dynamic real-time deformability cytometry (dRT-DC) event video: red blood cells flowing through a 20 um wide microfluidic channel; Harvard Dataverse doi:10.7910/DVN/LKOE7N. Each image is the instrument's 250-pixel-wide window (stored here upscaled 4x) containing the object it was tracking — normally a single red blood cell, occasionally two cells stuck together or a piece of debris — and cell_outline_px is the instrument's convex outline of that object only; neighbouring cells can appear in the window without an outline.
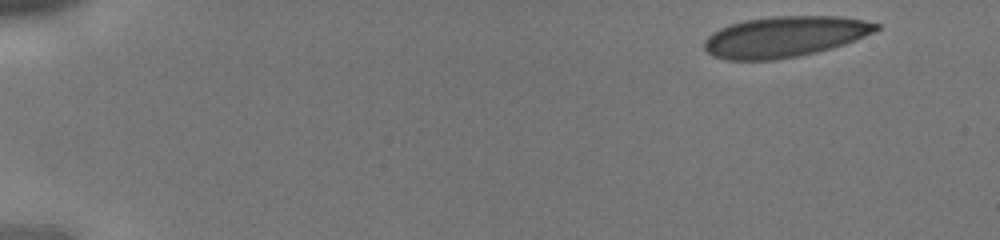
{"species": "human", "species_latin": "Homo sapiens", "temperature_condition": "cold", "stored_images_in_passage": 39, "camera_frame_rate_fps": 3000, "um_per_image_px": 0.085, "donor": {"sex": "male"}, "frame": {"image": 1, "passage_image": 1, "time_ms": 0.0, "image_size_px": [1000, 240], "cell_outline_px": [[880, 28], [864, 36], [844, 44], [832, 48], [816, 52], [796, 56], [772, 60], [728, 60], [712, 56], [704, 48], [704, 40], [712, 32], [728, 24], [744, 20], [772, 16], [840, 16], [864, 20], [880, 24]], "centroid_in_image_um": [66.66, 3.11], "position_along_channel_um": 18.3, "area_um2": 40.86}}
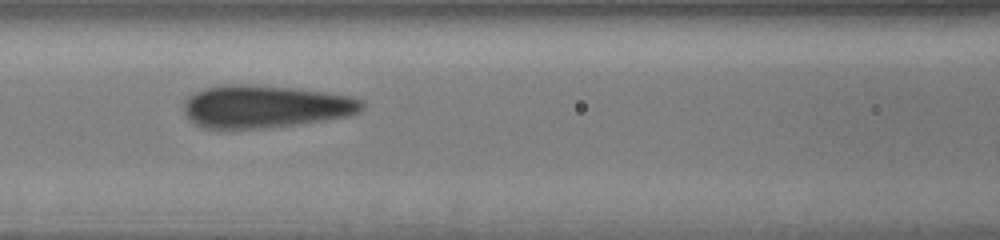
{"frame": {"image": 2, "passage_image": 17, "time_ms": 5.333, "image_size_px": [1000, 240], "cell_outline_px": [[364, 108], [360, 112], [352, 116], [300, 124], [260, 128], [204, 128], [196, 124], [184, 112], [184, 100], [192, 92], [216, 84], [252, 84], [292, 88], [324, 92], [352, 96], [360, 100], [364, 104]], "centroid_in_image_um": [22.54, 9.04], "position_along_channel_um": 144.1, "area_um2": 44.62}}
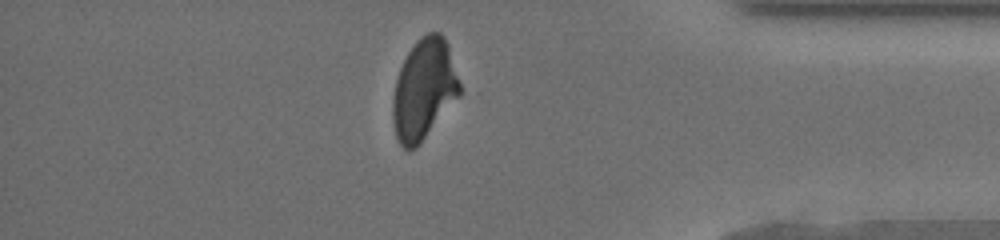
{"frame": {"image": 3, "passage_image": 34, "time_ms": 11.0, "image_size_px": [1000, 240], "cell_outline_px": [[460, 96], [416, 148], [408, 152], [400, 144], [396, 136], [392, 120], [392, 100], [396, 80], [400, 68], [408, 52], [416, 40], [420, 36], [428, 32], [440, 32], [444, 36], [448, 44], [460, 84]], "centroid_in_image_um": [36.03, 7.6], "position_along_channel_um": 399.2, "area_um2": 39.36}}